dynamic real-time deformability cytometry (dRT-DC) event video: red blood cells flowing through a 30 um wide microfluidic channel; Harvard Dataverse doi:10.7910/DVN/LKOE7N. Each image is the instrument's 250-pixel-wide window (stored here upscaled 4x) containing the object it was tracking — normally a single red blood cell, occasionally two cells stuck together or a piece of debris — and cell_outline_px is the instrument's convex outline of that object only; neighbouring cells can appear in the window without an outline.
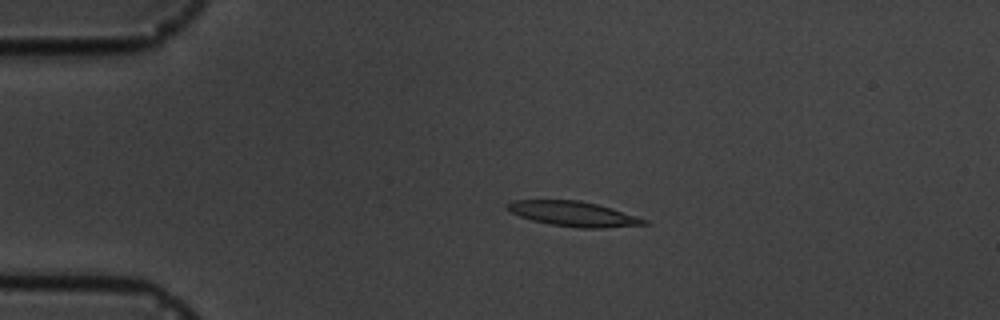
{"species": "common noctule bat (a hibernating species)", "species_latin": "Nyctalus noctula", "temperature_condition": "cold", "stored_images_in_passage": 4, "camera_frame_rate_fps": 3000, "um_per_image_px": 0.085, "animal": {"sex": "male", "body_mass_g": 19.5, "forearm_length_mm": 54.6}, "frame": {"image": 1, "passage_image": 3, "time_ms": 3.333, "image_size_px": [1000, 320], "cell_outline_px": [[648, 224], [600, 228], [580, 228], [548, 224], [532, 220], [520, 216], [504, 208], [504, 204], [512, 200], [580, 200], [612, 208], [648, 220]], "centroid_in_image_um": [48.69, 18.17], "position_along_channel_um": 36.3, "area_um2": 19.88}}